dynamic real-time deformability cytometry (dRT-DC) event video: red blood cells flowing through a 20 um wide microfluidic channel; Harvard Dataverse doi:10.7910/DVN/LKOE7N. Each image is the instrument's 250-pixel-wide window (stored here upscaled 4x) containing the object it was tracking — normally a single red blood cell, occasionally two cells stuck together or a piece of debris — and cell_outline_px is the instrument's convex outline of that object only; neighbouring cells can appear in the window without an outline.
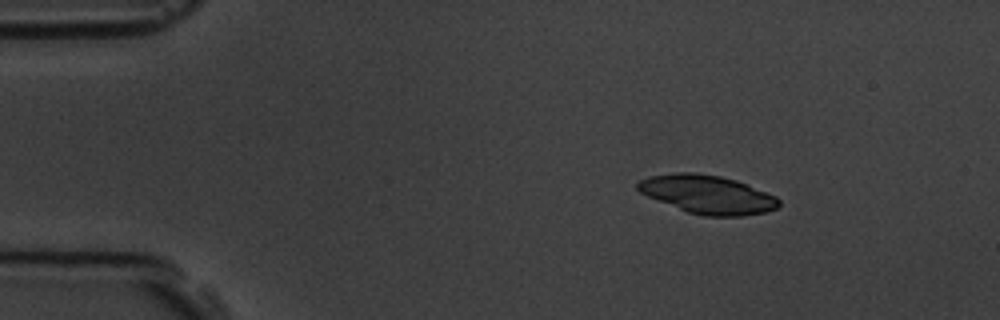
{"species": "common noctule bat (a hibernating species)", "species_latin": "Nyctalus noctula", "temperature_condition": "room temperature", "stored_images_in_passage": 3, "camera_frame_rate_fps": 3000, "um_per_image_px": 0.085, "animal": {"sex": "male", "body_mass_g": 19.5, "forearm_length_mm": 54.6}, "frame": {"image": 1, "passage_image": 1, "time_ms": 0.0, "image_size_px": [1000, 320], "cell_outline_px": [[780, 204], [776, 208], [764, 212], [740, 216], [704, 216], [688, 212], [648, 196], [640, 192], [636, 188], [636, 184], [640, 180], [648, 176], [676, 172], [692, 172], [720, 176], [736, 180], [776, 196], [780, 200]], "centroid_in_image_um": [60.13, 16.52], "position_along_channel_um": 24.9, "area_um2": 31.39}}